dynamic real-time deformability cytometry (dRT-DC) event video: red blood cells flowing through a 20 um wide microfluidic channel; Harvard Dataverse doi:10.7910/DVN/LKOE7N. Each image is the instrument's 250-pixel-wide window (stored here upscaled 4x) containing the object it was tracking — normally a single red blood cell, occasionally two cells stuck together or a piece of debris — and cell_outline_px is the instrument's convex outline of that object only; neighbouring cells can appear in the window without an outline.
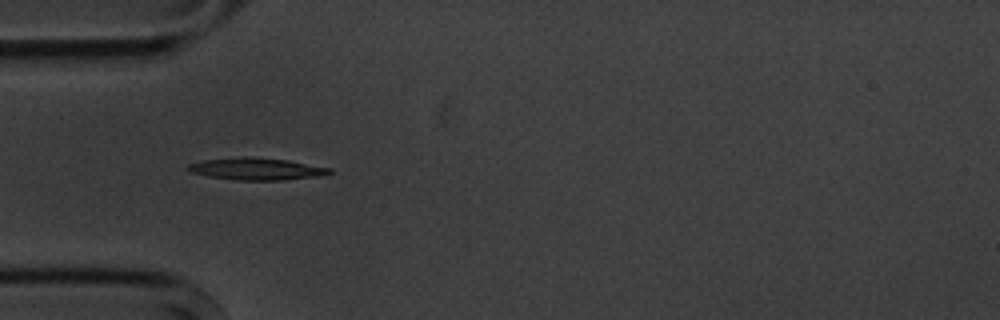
{"species": "common noctule bat (a hibernating species)", "species_latin": "Nyctalus noctula", "temperature_condition": "cold", "stored_images_in_passage": 4, "camera_frame_rate_fps": 3000, "um_per_image_px": 0.085, "animal": {"sex": "male", "body_mass_g": 20.1, "forearm_length_mm": 53.5}, "frame": {"image": 1, "passage_image": 3, "time_ms": 3.333, "image_size_px": [1000, 320], "cell_outline_px": [[332, 172], [324, 176], [284, 180], [236, 180], [208, 176], [188, 172], [184, 168], [188, 164], [204, 160], [248, 156], [288, 160], [332, 168]], "centroid_in_image_um": [21.81, 14.36], "position_along_channel_um": 63.2, "area_um2": 18.44}}
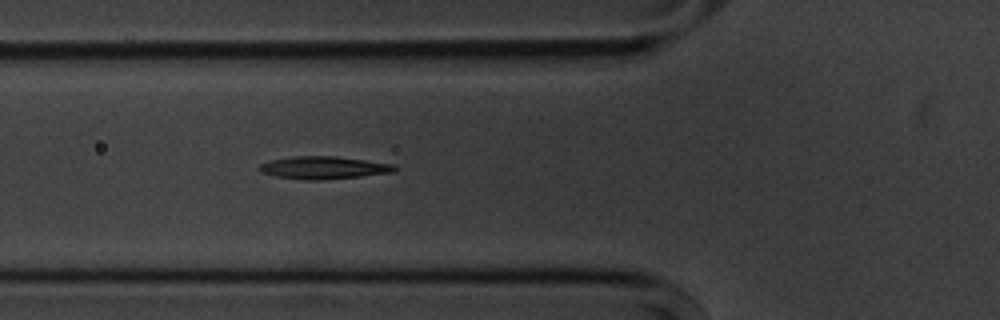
{"frame": {"image": 2, "passage_image": 4, "time_ms": 4.333, "image_size_px": [1000, 320], "cell_outline_px": [[396, 172], [360, 176], [320, 180], [304, 180], [276, 176], [260, 172], [256, 168], [260, 164], [272, 160], [292, 156], [336, 156], [392, 164], [396, 168]], "centroid_in_image_um": [27.47, 14.25], "position_along_channel_um": 98.3, "area_um2": 17.74}}